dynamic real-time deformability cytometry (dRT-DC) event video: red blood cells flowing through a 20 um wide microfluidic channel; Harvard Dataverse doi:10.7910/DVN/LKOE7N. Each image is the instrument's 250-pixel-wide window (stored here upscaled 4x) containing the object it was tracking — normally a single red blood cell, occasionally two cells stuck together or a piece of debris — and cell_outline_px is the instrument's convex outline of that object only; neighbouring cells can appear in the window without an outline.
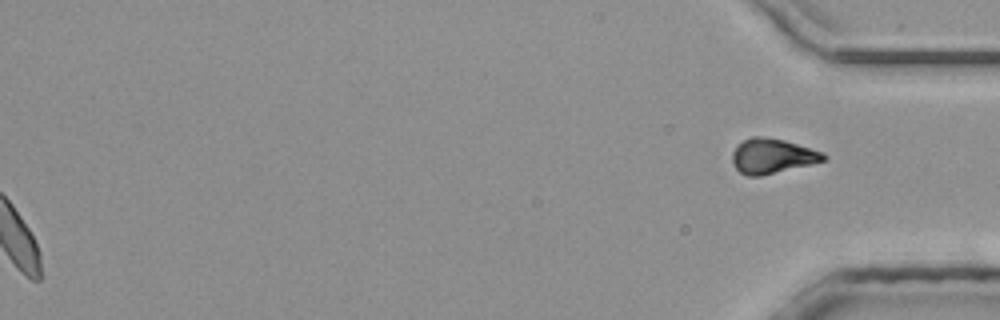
{"species": "common noctule bat (a hibernating species)", "species_latin": "Nyctalus noctula", "temperature_condition": "room temperature", "stored_images_in_passage": 40, "segment_of_instrument_passage": [2, 2], "camera_frame_rate_fps": 3000, "um_per_image_px": 0.085, "animal": {"sex": "male", "body_mass_g": 20.4}, "frame": {"image": 1, "passage_image": 40, "time_ms": 13.0, "image_size_px": [1000, 320], "cell_outline_px": [[828, 160], [812, 164], [760, 176], [748, 176], [740, 172], [732, 164], [732, 152], [744, 140], [752, 136], [760, 136], [784, 140], [824, 152], [828, 156]], "centroid_in_image_um": [65.68, 13.27], "position_along_channel_um": 369.5, "area_um2": 18.55}}